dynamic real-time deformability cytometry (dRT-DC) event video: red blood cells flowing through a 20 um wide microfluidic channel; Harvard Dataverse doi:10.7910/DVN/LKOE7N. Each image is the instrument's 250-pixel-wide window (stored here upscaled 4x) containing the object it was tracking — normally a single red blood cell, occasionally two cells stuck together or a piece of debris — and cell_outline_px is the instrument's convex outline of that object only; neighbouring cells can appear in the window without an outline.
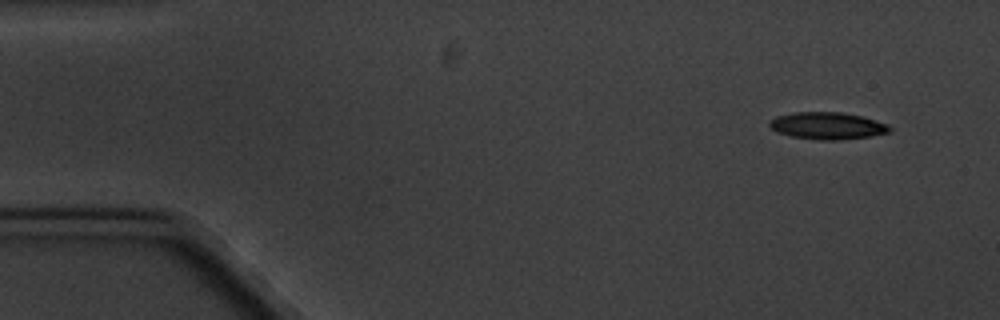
{"species": "common noctule bat (a hibernating species)", "species_latin": "Nyctalus noctula", "temperature_condition": "cold", "stored_images_in_passage": 6, "segment_of_instrument_passage": [2, 2], "camera_frame_rate_fps": 3000, "um_per_image_px": 0.085, "animal": {"sex": "male", "body_mass_g": 20.1, "forearm_length_mm": 53.5}, "frame": {"image": 1, "passage_image": 6, "time_ms": 6.667, "image_size_px": [1000, 320], "cell_outline_px": [[892, 132], [872, 136], [840, 140], [820, 140], [792, 136], [776, 132], [768, 124], [768, 120], [776, 116], [792, 112], [840, 112], [860, 116], [888, 124], [892, 128]], "centroid_in_image_um": [70.33, 10.69], "position_along_channel_um": 14.7, "area_um2": 19.07}}